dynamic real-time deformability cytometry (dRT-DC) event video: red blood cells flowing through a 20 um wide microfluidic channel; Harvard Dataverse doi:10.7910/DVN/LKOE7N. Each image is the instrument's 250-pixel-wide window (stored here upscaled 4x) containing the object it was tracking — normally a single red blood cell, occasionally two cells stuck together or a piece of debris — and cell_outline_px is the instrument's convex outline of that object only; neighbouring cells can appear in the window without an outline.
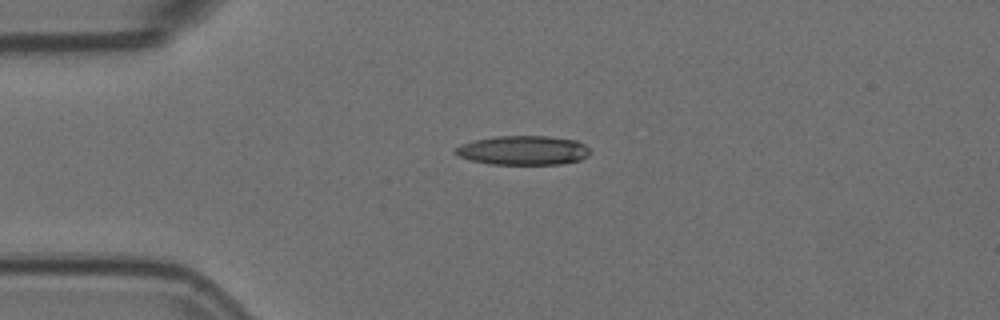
{"species": "Egyptian fruit bat (a non-hibernating species)", "species_latin": "Rousettus aegyptiacus", "temperature_condition": "room temperature", "stored_images_in_passage": 2, "camera_frame_rate_fps": 3000, "um_per_image_px": 0.085, "animal": {"sex": "female"}, "frame": {"image": 1, "passage_image": 1, "time_ms": 0.0, "image_size_px": [1000, 320], "cell_outline_px": [[592, 152], [588, 156], [580, 160], [560, 164], [492, 164], [472, 160], [460, 156], [452, 152], [460, 144], [472, 140], [496, 136], [548, 136], [576, 140], [584, 144]], "centroid_in_image_um": [44.48, 12.77], "position_along_channel_um": 40.5, "area_um2": 23.0}}